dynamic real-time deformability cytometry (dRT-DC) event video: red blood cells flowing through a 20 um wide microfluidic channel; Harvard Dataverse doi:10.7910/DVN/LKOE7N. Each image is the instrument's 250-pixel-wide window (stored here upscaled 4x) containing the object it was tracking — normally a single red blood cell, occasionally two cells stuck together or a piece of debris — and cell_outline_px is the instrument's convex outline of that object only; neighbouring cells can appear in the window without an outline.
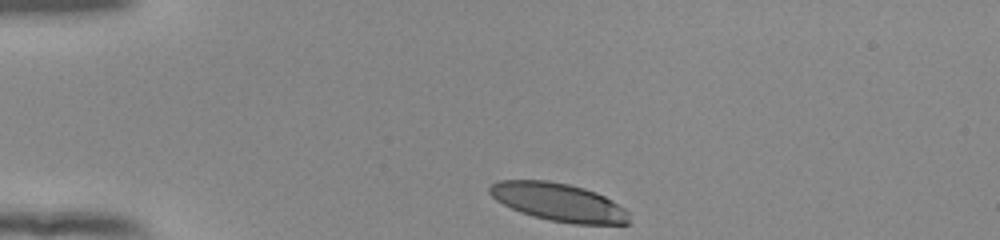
{"species": "human", "species_latin": "Homo sapiens", "temperature_condition": "room temperature", "stored_images_in_passage": 34, "camera_frame_rate_fps": 3000, "um_per_image_px": 0.085, "donor": {"sex": "female"}, "frame": {"image": 1, "passage_image": 1, "time_ms": 0.0, "image_size_px": [1000, 240], "cell_outline_px": [[628, 224], [572, 224], [548, 220], [532, 216], [520, 212], [496, 200], [488, 192], [488, 188], [496, 180], [548, 180], [568, 184], [584, 188], [596, 192], [612, 200], [624, 208], [628, 212]], "centroid_in_image_um": [47.46, 17.18], "position_along_channel_um": 37.5, "area_um2": 30.98}}
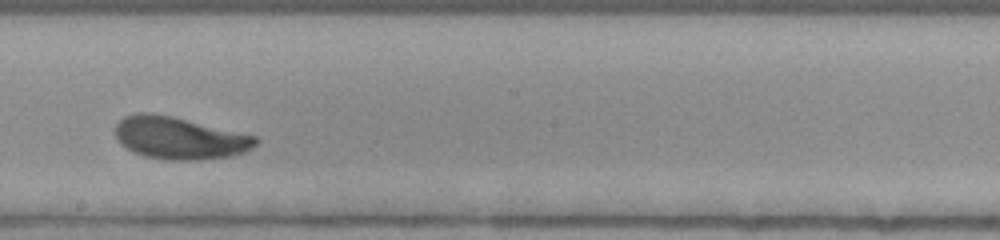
{"frame": {"image": 2, "passage_image": 20, "time_ms": 6.333, "image_size_px": [1000, 240], "cell_outline_px": [[260, 140], [252, 148], [244, 152], [228, 156], [200, 160], [164, 160], [144, 156], [120, 144], [116, 140], [116, 124], [124, 116], [136, 112], [152, 112], [172, 116], [256, 136]], "centroid_in_image_um": [15.23, 11.72], "position_along_channel_um": 233.0, "area_um2": 34.62}}
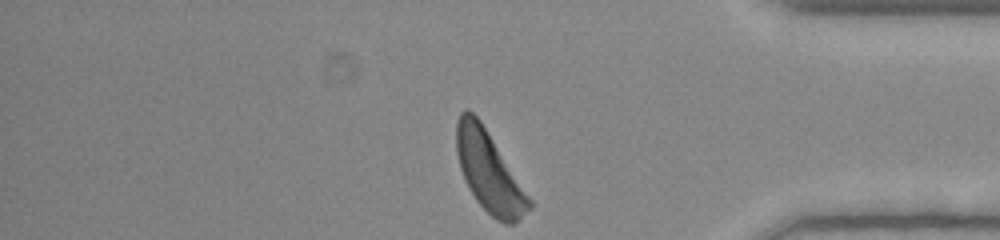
{"frame": {"image": 3, "passage_image": 34, "time_ms": 11.0, "image_size_px": [1000, 240], "cell_outline_px": [[532, 208], [516, 224], [504, 224], [496, 220], [476, 200], [468, 188], [464, 180], [460, 168], [456, 152], [456, 124], [460, 112], [464, 108], [468, 108], [480, 120], [532, 200]], "centroid_in_image_um": [41.57, 14.61], "position_along_channel_um": 393.6, "area_um2": 34.04}, "authors_computed_cell_mechanics": {"area_um2": 33.7841, "velocity_mm_per_s": 3.859, "shape_relaxation_time_tau1_ms": 3.4615, "shape_relaxation_time_tau2_ms": 5.5687, "deformation_change_tau1": 0.1746, "deformation_change_tau2": 0.1381}}